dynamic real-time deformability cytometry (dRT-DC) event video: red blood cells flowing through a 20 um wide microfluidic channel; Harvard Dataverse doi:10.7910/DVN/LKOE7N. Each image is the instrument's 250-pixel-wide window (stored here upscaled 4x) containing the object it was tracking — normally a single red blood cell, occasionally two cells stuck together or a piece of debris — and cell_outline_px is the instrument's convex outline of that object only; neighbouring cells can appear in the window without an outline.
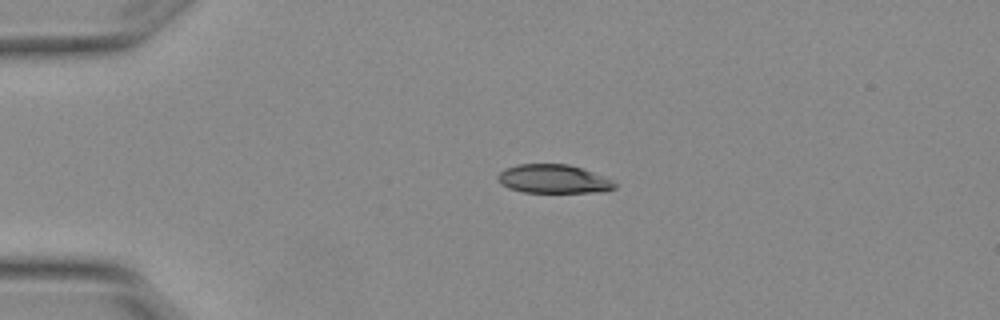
{"species": "Egyptian fruit bat (a non-hibernating species)", "species_latin": "Rousettus aegyptiacus", "temperature_condition": "warm", "stored_images_in_passage": 2, "camera_frame_rate_fps": 3000, "um_per_image_px": 0.085, "animal": {"sex": "female"}, "frame": {"image": 1, "passage_image": 1, "time_ms": 0.0, "image_size_px": [1000, 320], "cell_outline_px": [[616, 188], [600, 192], [524, 192], [508, 188], [500, 184], [496, 176], [504, 168], [516, 164], [568, 164], [592, 172], [616, 184]], "centroid_in_image_um": [46.95, 15.21], "position_along_channel_um": 38.0, "area_um2": 19.36}}